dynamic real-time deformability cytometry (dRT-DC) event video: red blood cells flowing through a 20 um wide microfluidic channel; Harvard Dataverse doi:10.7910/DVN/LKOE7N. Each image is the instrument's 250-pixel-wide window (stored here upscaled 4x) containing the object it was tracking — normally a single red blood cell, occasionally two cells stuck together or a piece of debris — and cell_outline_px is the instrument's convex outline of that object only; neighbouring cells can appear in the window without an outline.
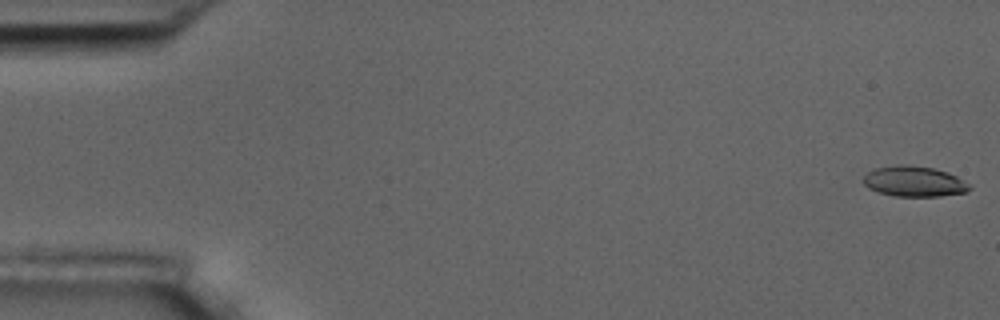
{"species": "common noctule bat (a hibernating species)", "species_latin": "Nyctalus noctula", "temperature_condition": "room temperature", "stored_images_in_passage": 10, "camera_frame_rate_fps": 3000, "um_per_image_px": 0.085, "animal": {"sex": "male", "body_mass_g": 17.5, "forearm_length_mm": 52.3}, "frame": {"image": 1, "passage_image": 1, "time_ms": 0.0, "image_size_px": [1000, 320], "cell_outline_px": [[972, 188], [968, 192], [940, 196], [892, 196], [876, 192], [868, 188], [860, 180], [868, 172], [876, 168], [896, 164], [908, 164], [932, 168], [948, 172], [972, 184]], "centroid_in_image_um": [77.7, 15.42], "position_along_channel_um": 7.3, "area_um2": 19.25}}
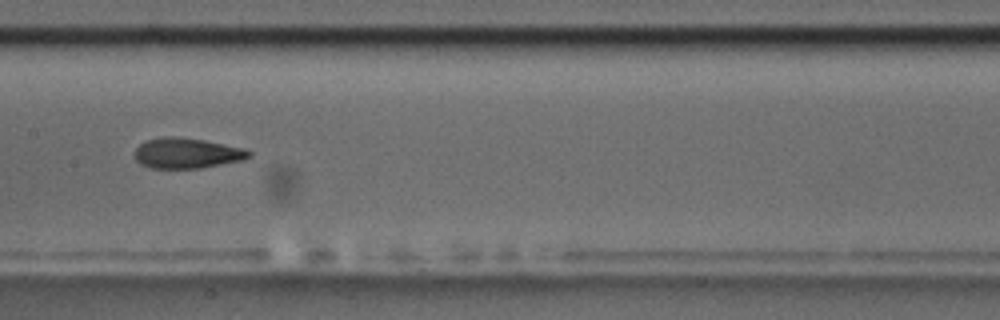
{"frame": {"image": 2, "passage_image": 8, "time_ms": 9.0, "image_size_px": [1000, 320], "cell_outline_px": [[252, 156], [244, 160], [200, 168], [152, 168], [140, 164], [136, 160], [136, 148], [140, 144], [148, 140], [164, 136], [180, 136], [204, 140], [244, 148], [252, 152]], "centroid_in_image_um": [15.92, 13.01], "position_along_channel_um": 191.5, "area_um2": 20.29}}
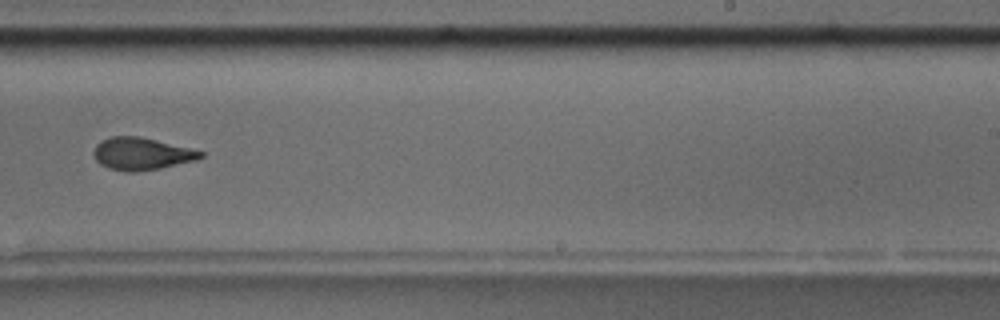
{"frame": {"image": 3, "passage_image": 10, "time_ms": 11.333, "image_size_px": [1000, 320], "cell_outline_px": [[204, 156], [196, 160], [160, 168], [136, 172], [128, 172], [108, 168], [100, 164], [96, 160], [92, 152], [96, 144], [100, 140], [112, 136], [140, 136], [204, 152]], "centroid_in_image_um": [11.98, 13.07], "position_along_channel_um": 277.0, "area_um2": 20.11}}